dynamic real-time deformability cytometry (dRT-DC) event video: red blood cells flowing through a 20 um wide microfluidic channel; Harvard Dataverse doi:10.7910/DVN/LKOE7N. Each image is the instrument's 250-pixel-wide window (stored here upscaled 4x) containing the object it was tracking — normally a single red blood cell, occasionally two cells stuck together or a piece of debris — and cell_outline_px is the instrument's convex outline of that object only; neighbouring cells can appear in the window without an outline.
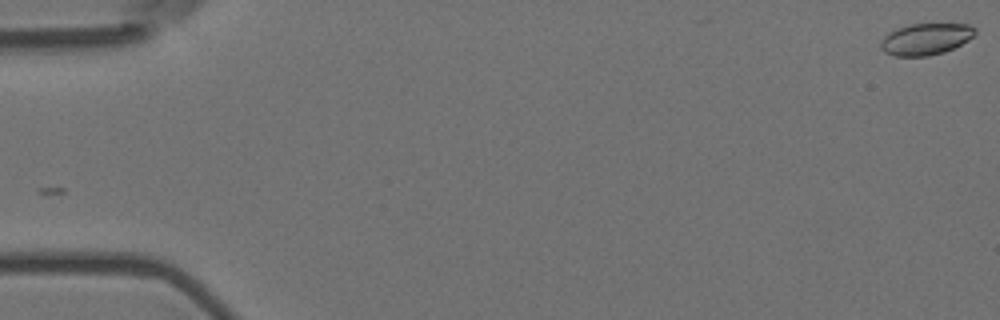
{"species": "Egyptian fruit bat (a non-hibernating species)", "species_latin": "Rousettus aegyptiacus", "temperature_condition": "room temperature", "stored_images_in_passage": 6, "camera_frame_rate_fps": 3000, "um_per_image_px": 0.085, "animal": {"sex": "female"}, "frame": {"image": 1, "passage_image": 1, "time_ms": 0.0, "image_size_px": [1000, 320], "cell_outline_px": [[976, 32], [968, 40], [944, 52], [928, 56], [896, 56], [884, 52], [880, 48], [880, 44], [884, 36], [888, 32], [896, 28], [908, 24], [972, 24], [976, 28]], "centroid_in_image_um": [78.67, 3.31], "position_along_channel_um": 6.3, "area_um2": 17.4}}
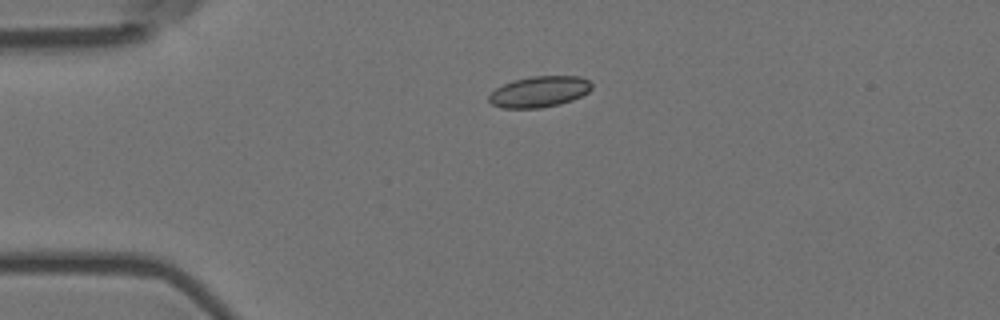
{"frame": {"image": 2, "passage_image": 4, "time_ms": 1.0, "image_size_px": [1000, 320], "cell_outline_px": [[592, 88], [588, 92], [572, 100], [560, 104], [540, 108], [504, 108], [492, 104], [488, 100], [488, 96], [496, 88], [512, 80], [532, 76], [580, 76], [588, 80], [592, 84]], "centroid_in_image_um": [45.84, 7.79], "position_along_channel_um": 39.2, "area_um2": 18.55}}
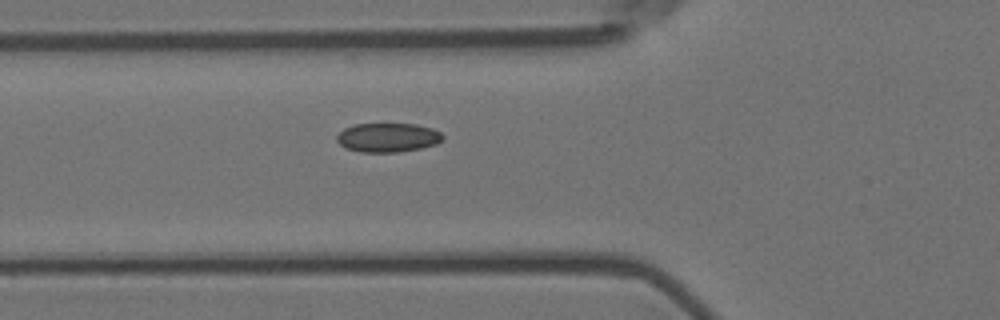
{"frame": {"image": 3, "passage_image": 6, "time_ms": 1.667, "image_size_px": [1000, 320], "cell_outline_px": [[444, 140], [436, 144], [420, 148], [400, 152], [360, 152], [344, 148], [336, 140], [336, 136], [344, 128], [356, 124], [416, 124], [432, 128], [440, 132], [444, 136]], "centroid_in_image_um": [32.97, 11.69], "position_along_channel_um": 92.8, "area_um2": 18.09}}